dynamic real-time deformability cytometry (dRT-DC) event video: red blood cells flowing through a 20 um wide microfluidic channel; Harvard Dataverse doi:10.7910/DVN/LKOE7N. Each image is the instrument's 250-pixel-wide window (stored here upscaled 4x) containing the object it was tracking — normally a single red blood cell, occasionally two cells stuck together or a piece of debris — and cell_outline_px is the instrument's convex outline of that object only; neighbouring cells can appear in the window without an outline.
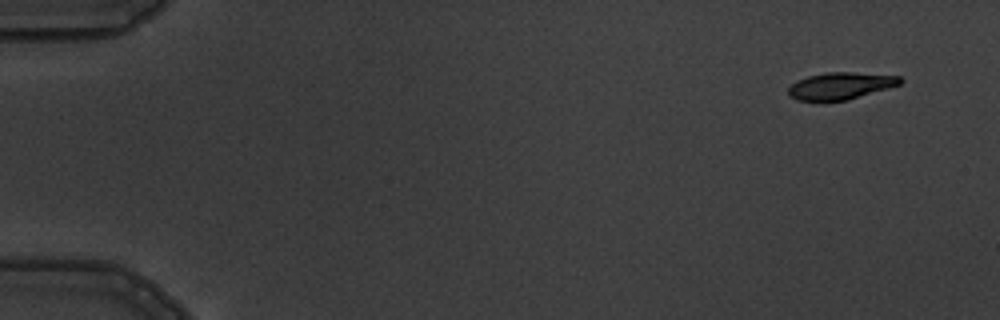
{"species": "common noctule bat (a hibernating species)", "species_latin": "Nyctalus noctula", "temperature_condition": "warm", "stored_images_in_passage": 6, "camera_frame_rate_fps": 3000, "um_per_image_px": 0.085, "animal": {"sex": "male", "body_mass_g": 19.5, "forearm_length_mm": 54.6}, "frame": {"image": 1, "passage_image": 1, "time_ms": 0.0, "image_size_px": [1000, 320], "cell_outline_px": [[904, 80], [900, 84], [888, 88], [848, 100], [796, 100], [788, 96], [788, 88], [796, 80], [808, 76], [828, 72], [852, 72], [900, 76]], "centroid_in_image_um": [71.44, 7.29], "position_along_channel_um": 13.6, "area_um2": 17.51}}
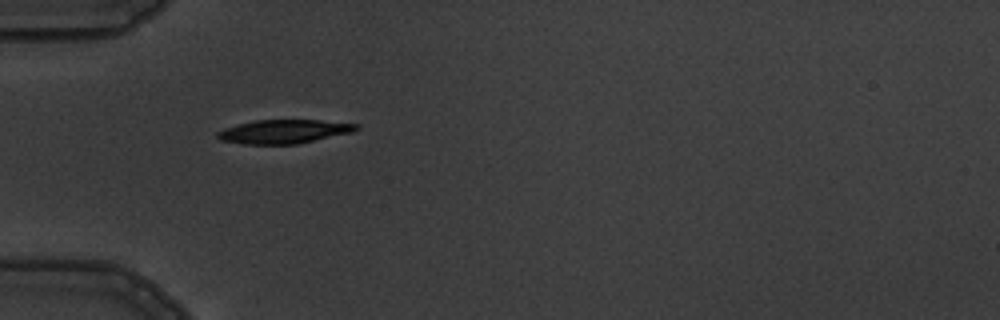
{"frame": {"image": 2, "passage_image": 5, "time_ms": 4.667, "image_size_px": [1000, 320], "cell_outline_px": [[360, 128], [352, 132], [296, 144], [244, 144], [220, 140], [216, 136], [216, 132], [224, 128], [256, 120], [320, 120], [360, 124]], "centroid_in_image_um": [24.14, 11.18], "position_along_channel_um": 60.9, "area_um2": 19.13}}